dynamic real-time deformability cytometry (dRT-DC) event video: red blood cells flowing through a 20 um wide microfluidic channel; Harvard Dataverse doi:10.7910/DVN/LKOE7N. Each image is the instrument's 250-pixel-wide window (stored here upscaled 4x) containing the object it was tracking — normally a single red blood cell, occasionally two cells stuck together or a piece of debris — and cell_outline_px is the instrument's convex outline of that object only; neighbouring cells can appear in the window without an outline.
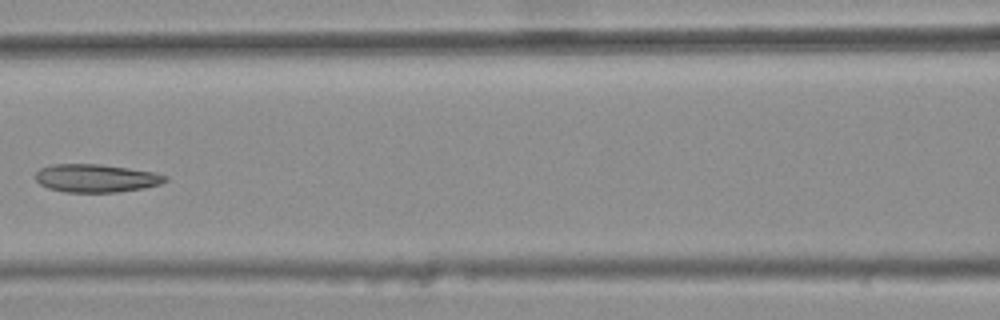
{"species": "common noctule bat (a hibernating species)", "species_latin": "Nyctalus noctula", "temperature_condition": "warm", "stored_images_in_passage": 6, "camera_frame_rate_fps": 3000, "um_per_image_px": 0.085, "animal": {"sex": "female", "body_mass_g": 25.1}, "frame": {"image": 1, "passage_image": 5, "time_ms": 1.333, "image_size_px": [1000, 320], "cell_outline_px": [[168, 180], [160, 184], [144, 188], [116, 192], [64, 192], [48, 188], [40, 184], [32, 176], [40, 168], [52, 164], [100, 164], [128, 168], [152, 172], [168, 176]], "centroid_in_image_um": [8.13, 15.14], "position_along_channel_um": 158.5, "area_um2": 21.33}}
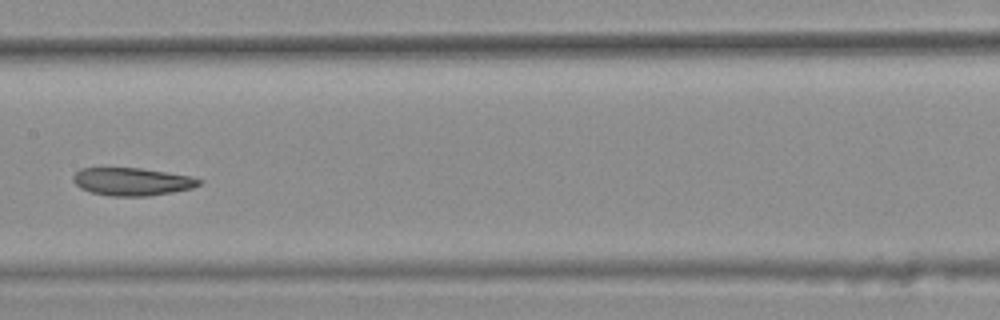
{"frame": {"image": 2, "passage_image": 6, "time_ms": 1.667, "image_size_px": [1000, 320], "cell_outline_px": [[204, 180], [200, 184], [192, 188], [172, 192], [148, 196], [112, 196], [92, 192], [80, 188], [72, 180], [72, 176], [80, 168], [140, 168], [192, 176]], "centroid_in_image_um": [11.24, 15.43], "position_along_channel_um": 196.2, "area_um2": 20.4}}